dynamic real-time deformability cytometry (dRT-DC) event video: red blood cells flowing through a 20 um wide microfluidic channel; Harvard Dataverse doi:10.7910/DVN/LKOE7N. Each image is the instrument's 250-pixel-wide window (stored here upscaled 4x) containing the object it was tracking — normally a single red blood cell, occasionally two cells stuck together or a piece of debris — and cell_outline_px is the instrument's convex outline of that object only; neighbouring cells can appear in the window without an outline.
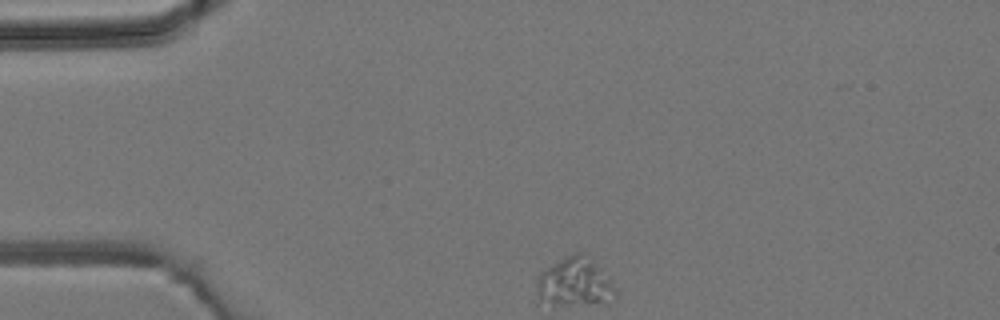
{"species": "common noctule bat (a hibernating species)", "species_latin": "Nyctalus noctula", "temperature_condition": "room temperature", "stored_images_in_passage": 3, "camera_frame_rate_fps": 3000, "um_per_image_px": 0.085, "animal": {"sex": "male", "body_mass_g": 19.2, "forearm_length_mm": 51.8}, "frame": {"image": 1, "passage_image": 1, "time_ms": 0.0, "image_size_px": [1000, 320], "cell_outline_px": [[616, 300], [604, 304], [552, 304], [540, 300], [536, 284], [540, 272], [552, 264], [576, 252], [584, 252], [592, 260], [616, 288]], "centroid_in_image_um": [48.89, 24.01], "position_along_channel_um": 36.1, "area_um2": 22.14}}
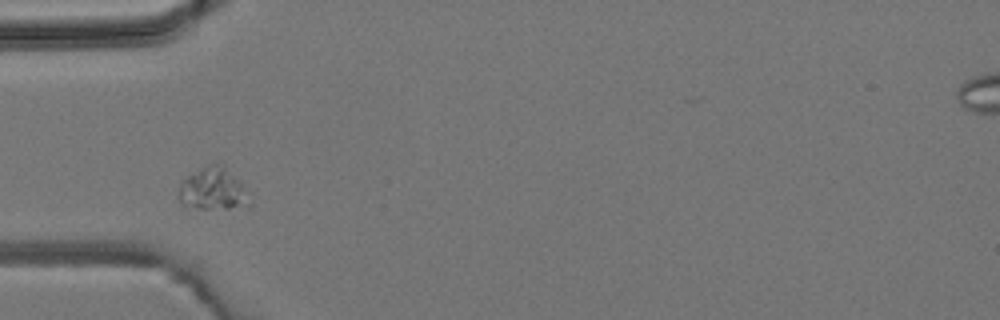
{"frame": {"image": 2, "passage_image": 3, "time_ms": 2.0, "image_size_px": [1000, 320], "cell_outline_px": [[248, 204], [228, 208], [180, 208], [180, 184], [188, 176], [212, 164], [224, 164], [248, 192]], "centroid_in_image_um": [18.07, 16.09], "position_along_channel_um": 66.9, "area_um2": 16.94}}